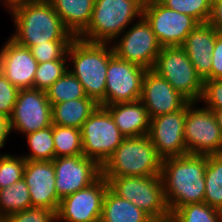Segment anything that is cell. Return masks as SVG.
<instances>
[{
	"mask_svg": "<svg viewBox=\"0 0 222 222\" xmlns=\"http://www.w3.org/2000/svg\"><path fill=\"white\" fill-rule=\"evenodd\" d=\"M206 166L207 155L163 159L160 176L170 214L184 205L204 202Z\"/></svg>",
	"mask_w": 222,
	"mask_h": 222,
	"instance_id": "obj_1",
	"label": "cell"
},
{
	"mask_svg": "<svg viewBox=\"0 0 222 222\" xmlns=\"http://www.w3.org/2000/svg\"><path fill=\"white\" fill-rule=\"evenodd\" d=\"M10 12L16 29L10 38L21 46L74 39L49 1H29L13 7Z\"/></svg>",
	"mask_w": 222,
	"mask_h": 222,
	"instance_id": "obj_2",
	"label": "cell"
},
{
	"mask_svg": "<svg viewBox=\"0 0 222 222\" xmlns=\"http://www.w3.org/2000/svg\"><path fill=\"white\" fill-rule=\"evenodd\" d=\"M113 56V48L107 43H92L80 38H74L67 50L74 67L68 70L82 84L86 96L99 106H105L106 72Z\"/></svg>",
	"mask_w": 222,
	"mask_h": 222,
	"instance_id": "obj_3",
	"label": "cell"
},
{
	"mask_svg": "<svg viewBox=\"0 0 222 222\" xmlns=\"http://www.w3.org/2000/svg\"><path fill=\"white\" fill-rule=\"evenodd\" d=\"M162 161L148 135L128 137L101 166V175L118 177L160 175Z\"/></svg>",
	"mask_w": 222,
	"mask_h": 222,
	"instance_id": "obj_4",
	"label": "cell"
},
{
	"mask_svg": "<svg viewBox=\"0 0 222 222\" xmlns=\"http://www.w3.org/2000/svg\"><path fill=\"white\" fill-rule=\"evenodd\" d=\"M144 0H95L91 21L78 37L92 43L116 40L133 21L143 16ZM109 42V43H108Z\"/></svg>",
	"mask_w": 222,
	"mask_h": 222,
	"instance_id": "obj_5",
	"label": "cell"
},
{
	"mask_svg": "<svg viewBox=\"0 0 222 222\" xmlns=\"http://www.w3.org/2000/svg\"><path fill=\"white\" fill-rule=\"evenodd\" d=\"M109 189L118 197L131 201L155 222L170 220L160 175L104 176Z\"/></svg>",
	"mask_w": 222,
	"mask_h": 222,
	"instance_id": "obj_6",
	"label": "cell"
},
{
	"mask_svg": "<svg viewBox=\"0 0 222 222\" xmlns=\"http://www.w3.org/2000/svg\"><path fill=\"white\" fill-rule=\"evenodd\" d=\"M152 70L189 102L201 100L204 81L181 46L162 47Z\"/></svg>",
	"mask_w": 222,
	"mask_h": 222,
	"instance_id": "obj_7",
	"label": "cell"
},
{
	"mask_svg": "<svg viewBox=\"0 0 222 222\" xmlns=\"http://www.w3.org/2000/svg\"><path fill=\"white\" fill-rule=\"evenodd\" d=\"M83 155L102 166L126 138L110 112L98 106L81 127Z\"/></svg>",
	"mask_w": 222,
	"mask_h": 222,
	"instance_id": "obj_8",
	"label": "cell"
},
{
	"mask_svg": "<svg viewBox=\"0 0 222 222\" xmlns=\"http://www.w3.org/2000/svg\"><path fill=\"white\" fill-rule=\"evenodd\" d=\"M187 103L184 140L188 154H222V133L212 110Z\"/></svg>",
	"mask_w": 222,
	"mask_h": 222,
	"instance_id": "obj_9",
	"label": "cell"
},
{
	"mask_svg": "<svg viewBox=\"0 0 222 222\" xmlns=\"http://www.w3.org/2000/svg\"><path fill=\"white\" fill-rule=\"evenodd\" d=\"M143 17L150 24L161 47L182 46L198 25L191 16L171 10L158 0L144 2Z\"/></svg>",
	"mask_w": 222,
	"mask_h": 222,
	"instance_id": "obj_10",
	"label": "cell"
},
{
	"mask_svg": "<svg viewBox=\"0 0 222 222\" xmlns=\"http://www.w3.org/2000/svg\"><path fill=\"white\" fill-rule=\"evenodd\" d=\"M9 132L29 134L52 124V106L46 91L19 89L13 112L8 119Z\"/></svg>",
	"mask_w": 222,
	"mask_h": 222,
	"instance_id": "obj_11",
	"label": "cell"
},
{
	"mask_svg": "<svg viewBox=\"0 0 222 222\" xmlns=\"http://www.w3.org/2000/svg\"><path fill=\"white\" fill-rule=\"evenodd\" d=\"M120 38L119 42L111 45L116 57L147 70L154 67L162 47L143 16Z\"/></svg>",
	"mask_w": 222,
	"mask_h": 222,
	"instance_id": "obj_12",
	"label": "cell"
},
{
	"mask_svg": "<svg viewBox=\"0 0 222 222\" xmlns=\"http://www.w3.org/2000/svg\"><path fill=\"white\" fill-rule=\"evenodd\" d=\"M146 71V68L114 55L106 72L105 106L140 100Z\"/></svg>",
	"mask_w": 222,
	"mask_h": 222,
	"instance_id": "obj_13",
	"label": "cell"
},
{
	"mask_svg": "<svg viewBox=\"0 0 222 222\" xmlns=\"http://www.w3.org/2000/svg\"><path fill=\"white\" fill-rule=\"evenodd\" d=\"M108 181L101 175L94 183L61 199L56 220L64 222H100Z\"/></svg>",
	"mask_w": 222,
	"mask_h": 222,
	"instance_id": "obj_14",
	"label": "cell"
},
{
	"mask_svg": "<svg viewBox=\"0 0 222 222\" xmlns=\"http://www.w3.org/2000/svg\"><path fill=\"white\" fill-rule=\"evenodd\" d=\"M52 161L60 199L88 187L101 176V166L84 155L56 157Z\"/></svg>",
	"mask_w": 222,
	"mask_h": 222,
	"instance_id": "obj_15",
	"label": "cell"
},
{
	"mask_svg": "<svg viewBox=\"0 0 222 222\" xmlns=\"http://www.w3.org/2000/svg\"><path fill=\"white\" fill-rule=\"evenodd\" d=\"M187 104L180 110L151 118L148 136L162 159L188 154L184 140Z\"/></svg>",
	"mask_w": 222,
	"mask_h": 222,
	"instance_id": "obj_16",
	"label": "cell"
},
{
	"mask_svg": "<svg viewBox=\"0 0 222 222\" xmlns=\"http://www.w3.org/2000/svg\"><path fill=\"white\" fill-rule=\"evenodd\" d=\"M140 101L147 109L150 119L176 112L189 102L152 69L144 75Z\"/></svg>",
	"mask_w": 222,
	"mask_h": 222,
	"instance_id": "obj_17",
	"label": "cell"
},
{
	"mask_svg": "<svg viewBox=\"0 0 222 222\" xmlns=\"http://www.w3.org/2000/svg\"><path fill=\"white\" fill-rule=\"evenodd\" d=\"M23 178L29 188L32 207L57 213L61 199L56 193L53 161L26 160Z\"/></svg>",
	"mask_w": 222,
	"mask_h": 222,
	"instance_id": "obj_18",
	"label": "cell"
},
{
	"mask_svg": "<svg viewBox=\"0 0 222 222\" xmlns=\"http://www.w3.org/2000/svg\"><path fill=\"white\" fill-rule=\"evenodd\" d=\"M37 60L28 47L17 44L11 38L0 50V71L18 89H32Z\"/></svg>",
	"mask_w": 222,
	"mask_h": 222,
	"instance_id": "obj_19",
	"label": "cell"
},
{
	"mask_svg": "<svg viewBox=\"0 0 222 222\" xmlns=\"http://www.w3.org/2000/svg\"><path fill=\"white\" fill-rule=\"evenodd\" d=\"M219 34L208 22L198 23L181 46L203 81L211 79L212 52Z\"/></svg>",
	"mask_w": 222,
	"mask_h": 222,
	"instance_id": "obj_20",
	"label": "cell"
},
{
	"mask_svg": "<svg viewBox=\"0 0 222 222\" xmlns=\"http://www.w3.org/2000/svg\"><path fill=\"white\" fill-rule=\"evenodd\" d=\"M103 107L110 112L115 125L126 138L148 135L151 119L140 100Z\"/></svg>",
	"mask_w": 222,
	"mask_h": 222,
	"instance_id": "obj_21",
	"label": "cell"
},
{
	"mask_svg": "<svg viewBox=\"0 0 222 222\" xmlns=\"http://www.w3.org/2000/svg\"><path fill=\"white\" fill-rule=\"evenodd\" d=\"M65 28L78 38L88 27L95 0H49Z\"/></svg>",
	"mask_w": 222,
	"mask_h": 222,
	"instance_id": "obj_22",
	"label": "cell"
},
{
	"mask_svg": "<svg viewBox=\"0 0 222 222\" xmlns=\"http://www.w3.org/2000/svg\"><path fill=\"white\" fill-rule=\"evenodd\" d=\"M99 104L92 98H78L52 105V124L81 129Z\"/></svg>",
	"mask_w": 222,
	"mask_h": 222,
	"instance_id": "obj_23",
	"label": "cell"
},
{
	"mask_svg": "<svg viewBox=\"0 0 222 222\" xmlns=\"http://www.w3.org/2000/svg\"><path fill=\"white\" fill-rule=\"evenodd\" d=\"M100 222H155L131 201L122 199L107 189Z\"/></svg>",
	"mask_w": 222,
	"mask_h": 222,
	"instance_id": "obj_24",
	"label": "cell"
},
{
	"mask_svg": "<svg viewBox=\"0 0 222 222\" xmlns=\"http://www.w3.org/2000/svg\"><path fill=\"white\" fill-rule=\"evenodd\" d=\"M32 207L29 188L24 178L0 189V221L5 217Z\"/></svg>",
	"mask_w": 222,
	"mask_h": 222,
	"instance_id": "obj_25",
	"label": "cell"
},
{
	"mask_svg": "<svg viewBox=\"0 0 222 222\" xmlns=\"http://www.w3.org/2000/svg\"><path fill=\"white\" fill-rule=\"evenodd\" d=\"M204 202L222 211V154L207 155Z\"/></svg>",
	"mask_w": 222,
	"mask_h": 222,
	"instance_id": "obj_26",
	"label": "cell"
},
{
	"mask_svg": "<svg viewBox=\"0 0 222 222\" xmlns=\"http://www.w3.org/2000/svg\"><path fill=\"white\" fill-rule=\"evenodd\" d=\"M47 98L51 106L60 102L87 97L82 84L67 70L47 90Z\"/></svg>",
	"mask_w": 222,
	"mask_h": 222,
	"instance_id": "obj_27",
	"label": "cell"
},
{
	"mask_svg": "<svg viewBox=\"0 0 222 222\" xmlns=\"http://www.w3.org/2000/svg\"><path fill=\"white\" fill-rule=\"evenodd\" d=\"M55 158L83 155L81 129L53 124Z\"/></svg>",
	"mask_w": 222,
	"mask_h": 222,
	"instance_id": "obj_28",
	"label": "cell"
},
{
	"mask_svg": "<svg viewBox=\"0 0 222 222\" xmlns=\"http://www.w3.org/2000/svg\"><path fill=\"white\" fill-rule=\"evenodd\" d=\"M170 222H222V211L205 202L187 204L170 214Z\"/></svg>",
	"mask_w": 222,
	"mask_h": 222,
	"instance_id": "obj_29",
	"label": "cell"
},
{
	"mask_svg": "<svg viewBox=\"0 0 222 222\" xmlns=\"http://www.w3.org/2000/svg\"><path fill=\"white\" fill-rule=\"evenodd\" d=\"M31 154L24 155L26 160L52 161L55 158L53 125L26 135Z\"/></svg>",
	"mask_w": 222,
	"mask_h": 222,
	"instance_id": "obj_30",
	"label": "cell"
},
{
	"mask_svg": "<svg viewBox=\"0 0 222 222\" xmlns=\"http://www.w3.org/2000/svg\"><path fill=\"white\" fill-rule=\"evenodd\" d=\"M165 7L206 23L210 17L212 0H158Z\"/></svg>",
	"mask_w": 222,
	"mask_h": 222,
	"instance_id": "obj_31",
	"label": "cell"
},
{
	"mask_svg": "<svg viewBox=\"0 0 222 222\" xmlns=\"http://www.w3.org/2000/svg\"><path fill=\"white\" fill-rule=\"evenodd\" d=\"M66 62L67 60H54L38 63L33 89L46 91L68 70Z\"/></svg>",
	"mask_w": 222,
	"mask_h": 222,
	"instance_id": "obj_32",
	"label": "cell"
},
{
	"mask_svg": "<svg viewBox=\"0 0 222 222\" xmlns=\"http://www.w3.org/2000/svg\"><path fill=\"white\" fill-rule=\"evenodd\" d=\"M26 159L7 154L0 155V189L15 184L23 178Z\"/></svg>",
	"mask_w": 222,
	"mask_h": 222,
	"instance_id": "obj_33",
	"label": "cell"
},
{
	"mask_svg": "<svg viewBox=\"0 0 222 222\" xmlns=\"http://www.w3.org/2000/svg\"><path fill=\"white\" fill-rule=\"evenodd\" d=\"M71 41H46V43L28 47L38 63L54 60H67V50Z\"/></svg>",
	"mask_w": 222,
	"mask_h": 222,
	"instance_id": "obj_34",
	"label": "cell"
},
{
	"mask_svg": "<svg viewBox=\"0 0 222 222\" xmlns=\"http://www.w3.org/2000/svg\"><path fill=\"white\" fill-rule=\"evenodd\" d=\"M56 213L43 207H30L24 211L9 215L0 222H53Z\"/></svg>",
	"mask_w": 222,
	"mask_h": 222,
	"instance_id": "obj_35",
	"label": "cell"
},
{
	"mask_svg": "<svg viewBox=\"0 0 222 222\" xmlns=\"http://www.w3.org/2000/svg\"><path fill=\"white\" fill-rule=\"evenodd\" d=\"M19 89L0 71V114L10 118L17 99Z\"/></svg>",
	"mask_w": 222,
	"mask_h": 222,
	"instance_id": "obj_36",
	"label": "cell"
},
{
	"mask_svg": "<svg viewBox=\"0 0 222 222\" xmlns=\"http://www.w3.org/2000/svg\"><path fill=\"white\" fill-rule=\"evenodd\" d=\"M202 102L208 109H222V79L204 80Z\"/></svg>",
	"mask_w": 222,
	"mask_h": 222,
	"instance_id": "obj_37",
	"label": "cell"
},
{
	"mask_svg": "<svg viewBox=\"0 0 222 222\" xmlns=\"http://www.w3.org/2000/svg\"><path fill=\"white\" fill-rule=\"evenodd\" d=\"M211 61V79H222V34L215 39Z\"/></svg>",
	"mask_w": 222,
	"mask_h": 222,
	"instance_id": "obj_38",
	"label": "cell"
},
{
	"mask_svg": "<svg viewBox=\"0 0 222 222\" xmlns=\"http://www.w3.org/2000/svg\"><path fill=\"white\" fill-rule=\"evenodd\" d=\"M208 23L222 34V0H212Z\"/></svg>",
	"mask_w": 222,
	"mask_h": 222,
	"instance_id": "obj_39",
	"label": "cell"
},
{
	"mask_svg": "<svg viewBox=\"0 0 222 222\" xmlns=\"http://www.w3.org/2000/svg\"><path fill=\"white\" fill-rule=\"evenodd\" d=\"M9 134L8 119L0 114V148L4 146Z\"/></svg>",
	"mask_w": 222,
	"mask_h": 222,
	"instance_id": "obj_40",
	"label": "cell"
},
{
	"mask_svg": "<svg viewBox=\"0 0 222 222\" xmlns=\"http://www.w3.org/2000/svg\"><path fill=\"white\" fill-rule=\"evenodd\" d=\"M210 110H212V112L216 118L217 124L220 128V131L222 133V109H210Z\"/></svg>",
	"mask_w": 222,
	"mask_h": 222,
	"instance_id": "obj_41",
	"label": "cell"
},
{
	"mask_svg": "<svg viewBox=\"0 0 222 222\" xmlns=\"http://www.w3.org/2000/svg\"><path fill=\"white\" fill-rule=\"evenodd\" d=\"M29 1H31V0H4V2L6 3V5L9 8V10H11L13 7H15L19 4H23V3H26V2H29Z\"/></svg>",
	"mask_w": 222,
	"mask_h": 222,
	"instance_id": "obj_42",
	"label": "cell"
},
{
	"mask_svg": "<svg viewBox=\"0 0 222 222\" xmlns=\"http://www.w3.org/2000/svg\"><path fill=\"white\" fill-rule=\"evenodd\" d=\"M31 1H49V0H31Z\"/></svg>",
	"mask_w": 222,
	"mask_h": 222,
	"instance_id": "obj_43",
	"label": "cell"
}]
</instances>
